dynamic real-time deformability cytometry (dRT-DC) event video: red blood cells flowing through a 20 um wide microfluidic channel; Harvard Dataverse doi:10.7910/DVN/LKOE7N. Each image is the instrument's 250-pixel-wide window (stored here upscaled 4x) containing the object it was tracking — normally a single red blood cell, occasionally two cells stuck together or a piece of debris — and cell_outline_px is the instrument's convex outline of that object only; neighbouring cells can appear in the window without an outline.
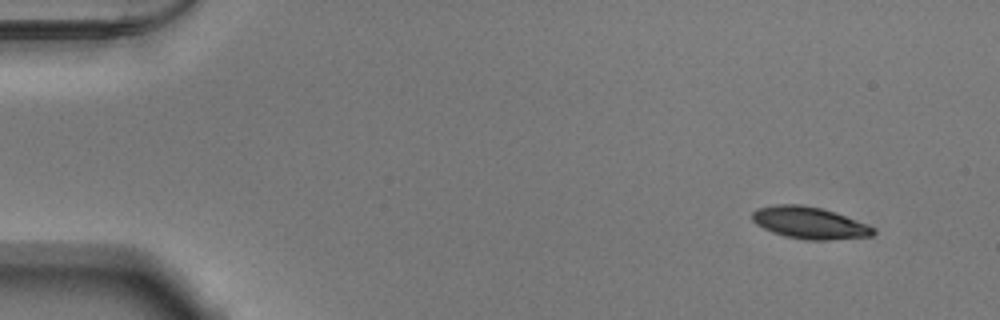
{"species": "Egyptian fruit bat (a non-hibernating species)", "species_latin": "Rousettus aegyptiacus", "temperature_condition": "warm", "stored_images_in_passage": 49, "camera_frame_rate_fps": 3000, "um_per_image_px": 0.085, "animal": {"sex": "male"}, "frame": {"image": 1, "passage_image": 1, "time_ms": 0.0, "image_size_px": [1000, 320], "cell_outline_px": [[876, 232], [872, 236], [832, 240], [804, 240], [784, 236], [772, 232], [756, 224], [752, 220], [752, 212], [756, 208], [776, 204], [800, 204], [820, 208], [836, 212], [868, 224]], "centroid_in_image_um": [68.8, 18.94], "position_along_channel_um": 16.2, "area_um2": 22.72}}
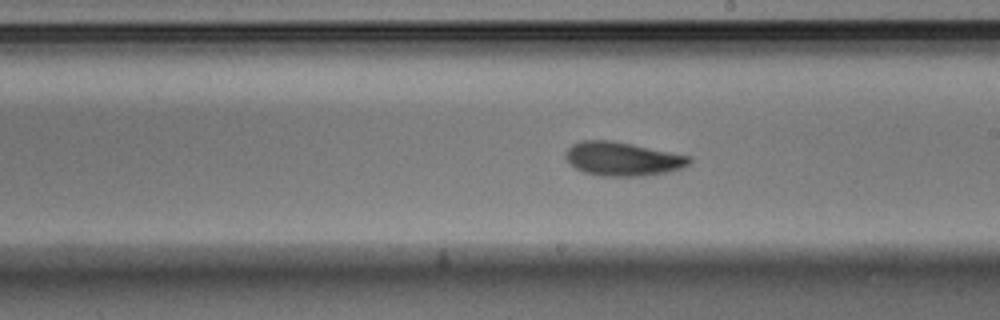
{"frame": {"image": 2, "passage_image": 27, "time_ms": 8.667, "image_size_px": [1000, 320], "cell_outline_px": [[692, 160], [684, 168], [668, 172], [644, 176], [600, 176], [584, 172], [576, 168], [564, 156], [564, 152], [572, 144], [580, 140], [608, 140], [692, 156]], "centroid_in_image_um": [52.92, 13.51], "position_along_channel_um": 236.1, "area_um2": 24.33}}
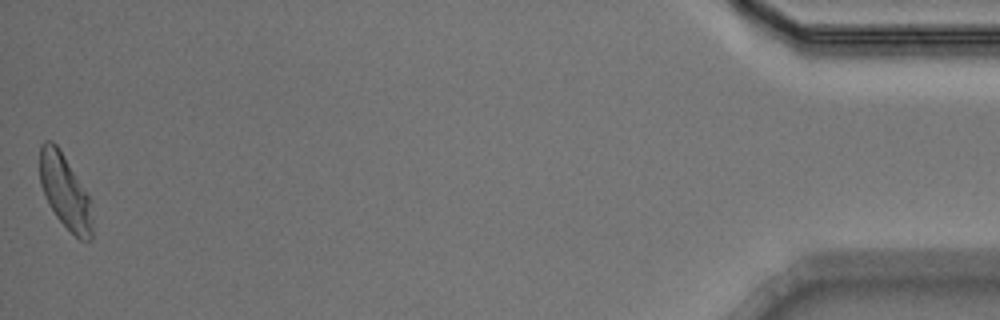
{"frame": {"image": 3, "passage_image": 49, "time_ms": 16.0, "image_size_px": [1000, 320], "cell_outline_px": [[92, 240], [80, 240], [56, 216], [48, 204], [40, 184], [40, 144], [44, 140], [52, 140], [60, 148], [88, 192], [92, 220]], "centroid_in_image_um": [5.52, 16.23], "position_along_channel_um": 429.7, "area_um2": 22.83}, "authors_computed_cell_mechanics": {"area_um2": 23.2356, "velocity_mm_per_s": 3.8572, "shape_relaxation_time_tau1_ms": 3.0131, "shape_relaxation_time_tau2_ms": 3.6436, "deformation_change_tau1": 0.1348, "deformation_change_tau2": 0.1053}}